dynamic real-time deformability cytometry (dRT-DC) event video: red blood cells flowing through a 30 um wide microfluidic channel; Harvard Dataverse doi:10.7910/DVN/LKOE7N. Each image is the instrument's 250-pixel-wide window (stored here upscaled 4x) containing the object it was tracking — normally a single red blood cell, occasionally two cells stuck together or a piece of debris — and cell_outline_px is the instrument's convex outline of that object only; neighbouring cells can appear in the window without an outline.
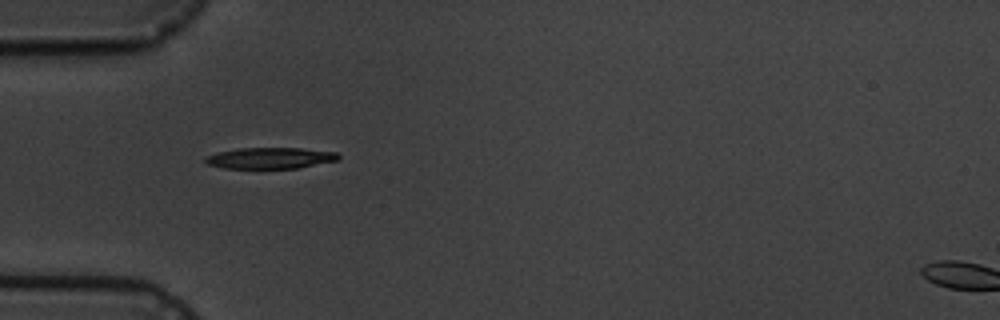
{"species": "common noctule bat (a hibernating species)", "species_latin": "Nyctalus noctula", "temperature_condition": "cold", "stored_images_in_passage": 1, "camera_frame_rate_fps": 3000, "um_per_image_px": 0.085, "animal": {"sex": "male", "body_mass_g": 19.5, "forearm_length_mm": 54.6}, "frame": {"image": 1, "passage_image": 1, "time_ms": 0.0, "image_size_px": [1000, 320], "cell_outline_px": [[340, 156], [336, 160], [296, 168], [224, 168], [208, 164], [204, 160], [204, 156], [216, 152], [240, 148], [300, 148], [336, 152]], "centroid_in_image_um": [22.9, 13.43], "position_along_channel_um": 62.1, "area_um2": 16.24}}